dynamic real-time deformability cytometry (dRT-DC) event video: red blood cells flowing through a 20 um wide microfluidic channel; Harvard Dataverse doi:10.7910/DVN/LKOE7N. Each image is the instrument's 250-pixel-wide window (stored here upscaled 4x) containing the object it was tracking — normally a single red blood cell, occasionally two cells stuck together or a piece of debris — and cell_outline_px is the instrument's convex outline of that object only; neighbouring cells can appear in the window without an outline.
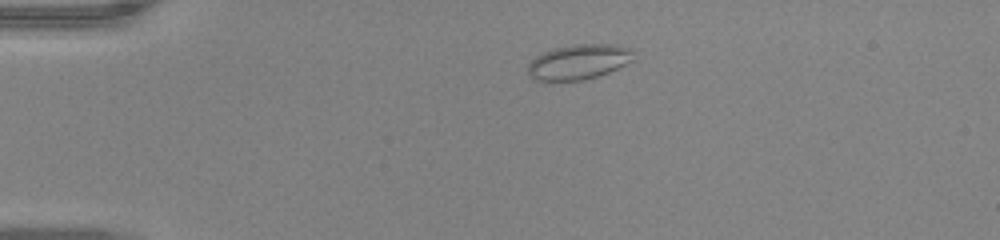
{"species": "common noctule bat (a hibernating species)", "species_latin": "Nyctalus noctula", "temperature_condition": "warm", "stored_images_in_passage": 1, "camera_frame_rate_fps": 3000, "um_per_image_px": 0.085, "animal": {"sex": "male", "body_mass_g": 20.0, "forearm_length_mm": 53.3}, "frame": {"image": 1, "passage_image": 1, "time_ms": 0.0, "image_size_px": [1000, 240], "cell_outline_px": [[620, 52], [612, 68], [604, 72], [592, 76], [580, 76], [536, 64], [540, 60], [556, 52], [580, 48], [604, 48]], "centroid_in_image_um": [49.45, 5.19], "position_along_channel_um": 35.6, "area_um2": 11.73}}